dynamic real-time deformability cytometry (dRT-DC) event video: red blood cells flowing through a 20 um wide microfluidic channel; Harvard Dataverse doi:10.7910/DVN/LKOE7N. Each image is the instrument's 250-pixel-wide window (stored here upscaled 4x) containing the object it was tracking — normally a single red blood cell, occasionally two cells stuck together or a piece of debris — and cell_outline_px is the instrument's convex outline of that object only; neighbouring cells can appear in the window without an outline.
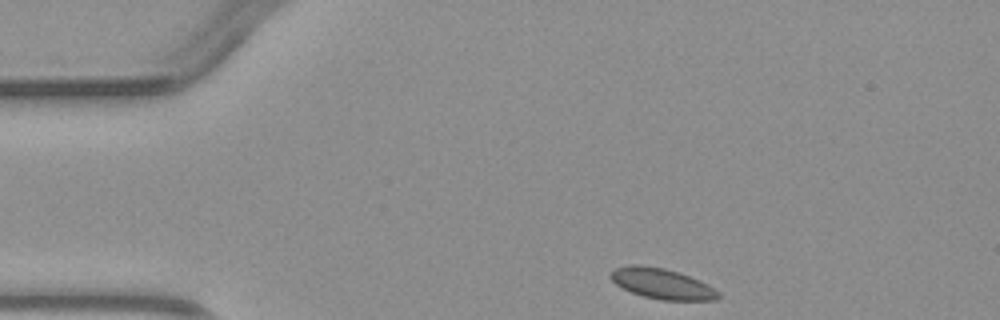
{"species": "common noctule bat (a hibernating species)", "species_latin": "Nyctalus noctula", "temperature_condition": "warm", "stored_images_in_passage": 3, "camera_frame_rate_fps": 3000, "um_per_image_px": 0.085, "animal": {"sex": "male", "body_mass_g": 23.1, "forearm_length_mm": 52.7}, "frame": {"image": 1, "passage_image": 1, "time_ms": 0.0, "image_size_px": [1000, 320], "cell_outline_px": [[720, 296], [716, 300], [660, 300], [644, 296], [632, 292], [616, 284], [608, 276], [616, 268], [632, 264], [636, 264], [664, 268], [680, 272], [700, 280], [708, 284], [720, 292]], "centroid_in_image_um": [56.3, 24.11], "position_along_channel_um": 28.7, "area_um2": 19.13}}
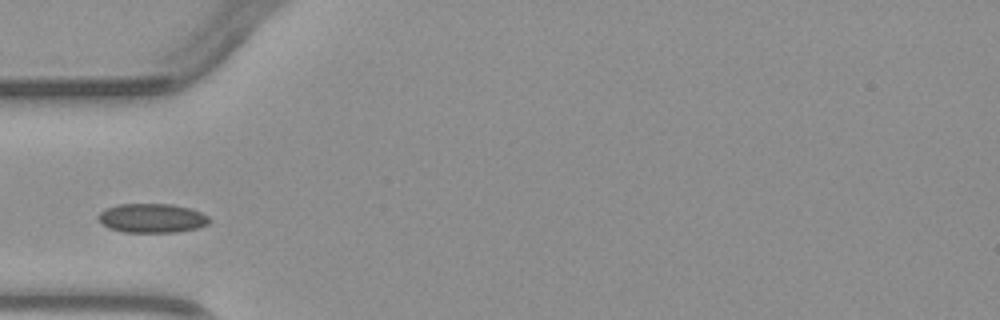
{"frame": {"image": 2, "passage_image": 3, "time_ms": 2.333, "image_size_px": [1000, 320], "cell_outline_px": [[212, 220], [208, 224], [196, 228], [176, 232], [124, 232], [108, 228], [96, 216], [100, 212], [116, 204], [172, 204], [188, 208], [200, 212], [208, 216]], "centroid_in_image_um": [12.92, 18.54], "position_along_channel_um": 72.1, "area_um2": 18.79}}